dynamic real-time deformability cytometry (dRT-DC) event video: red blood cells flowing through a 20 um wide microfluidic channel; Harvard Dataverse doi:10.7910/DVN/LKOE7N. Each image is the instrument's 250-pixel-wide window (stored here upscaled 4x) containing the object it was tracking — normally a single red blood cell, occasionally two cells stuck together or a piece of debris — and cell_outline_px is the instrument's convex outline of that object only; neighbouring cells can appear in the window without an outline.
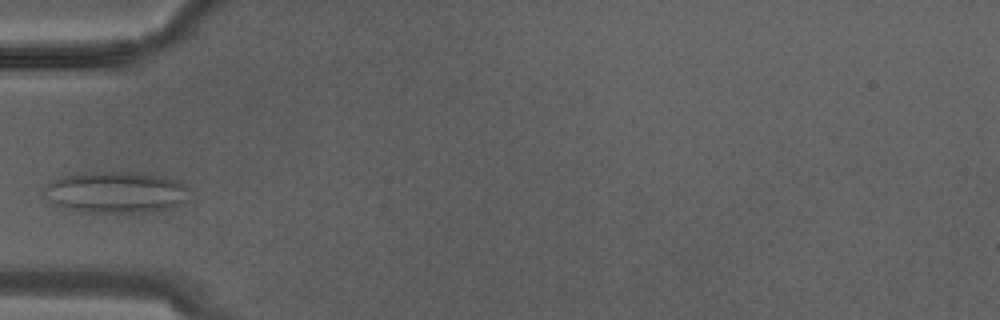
{"species": "Egyptian fruit bat (a non-hibernating species)", "species_latin": "Rousettus aegyptiacus", "temperature_condition": "warm", "stored_images_in_passage": 7, "camera_frame_rate_fps": 3000, "um_per_image_px": 0.085, "animal": {"sex": "male"}, "frame": {"image": 1, "passage_image": 6, "time_ms": 1.667, "image_size_px": [1000, 320], "cell_outline_px": [[188, 188], [184, 200], [180, 204], [168, 208], [152, 212], [92, 212], [72, 208], [56, 204], [44, 196], [44, 188], [48, 184], [64, 176], [92, 172], [144, 172], [164, 176], [180, 180]], "centroid_in_image_um": [9.92, 16.32], "position_along_channel_um": 75.1, "area_um2": 34.62}}